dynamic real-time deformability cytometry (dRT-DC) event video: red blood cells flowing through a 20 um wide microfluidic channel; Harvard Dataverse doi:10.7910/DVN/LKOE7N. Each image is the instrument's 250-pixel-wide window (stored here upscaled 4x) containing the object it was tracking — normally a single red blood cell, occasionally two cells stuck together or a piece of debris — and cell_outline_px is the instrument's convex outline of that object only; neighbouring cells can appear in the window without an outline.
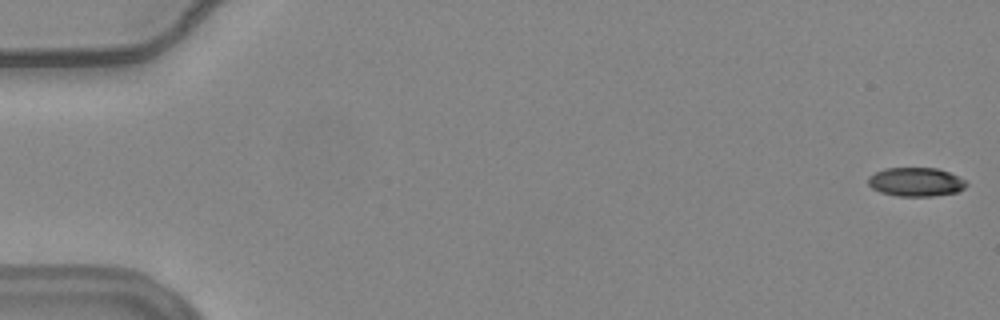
{"species": "common noctule bat (a hibernating species)", "species_latin": "Nyctalus noctula", "temperature_condition": "warm", "stored_images_in_passage": 56, "camera_frame_rate_fps": 3000, "um_per_image_px": 0.085, "animal": {"sex": "female", "body_mass_g": 24.6, "forearm_length_mm": 56.2}, "frame": {"image": 1, "passage_image": 1, "time_ms": 0.0, "image_size_px": [1000, 320], "cell_outline_px": [[968, 184], [964, 188], [956, 192], [932, 196], [896, 196], [880, 192], [872, 188], [868, 184], [868, 176], [884, 168], [936, 168], [948, 172], [964, 180]], "centroid_in_image_um": [77.81, 15.47], "position_along_channel_um": 7.2, "area_um2": 16.42}}
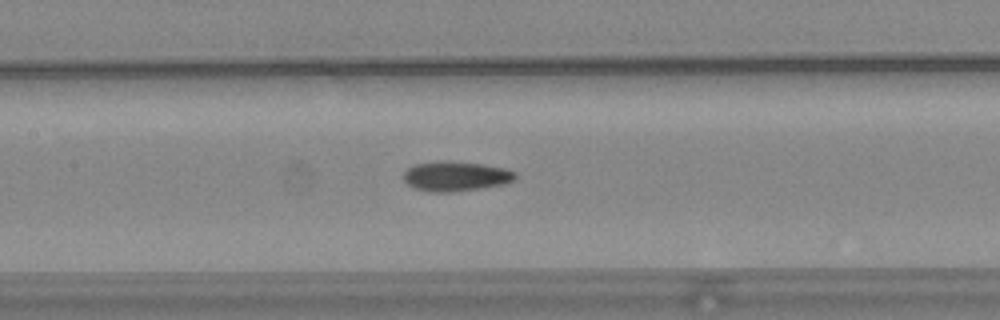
{"frame": {"image": 2, "passage_image": 27, "time_ms": 8.667, "image_size_px": [1000, 320], "cell_outline_px": [[516, 176], [512, 180], [504, 184], [452, 192], [432, 192], [416, 188], [408, 184], [404, 180], [404, 172], [412, 164], [440, 160], [444, 160], [480, 164], [504, 168], [516, 172]], "centroid_in_image_um": [38.7, 14.96], "position_along_channel_um": 168.7, "area_um2": 19.25}}
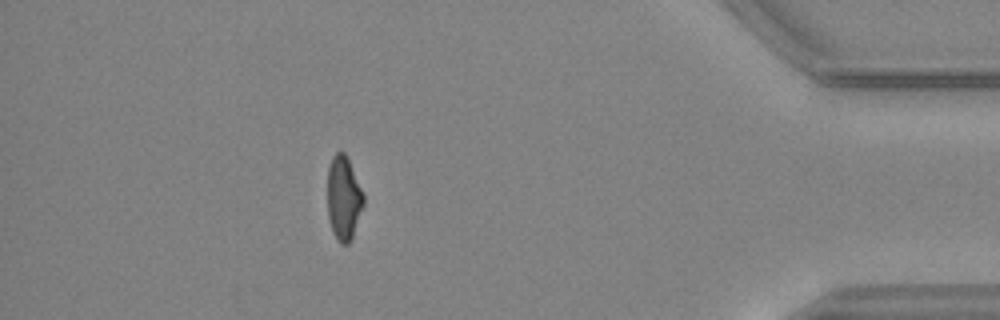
{"frame": {"image": 3, "passage_image": 50, "time_ms": 16.333, "image_size_px": [1000, 320], "cell_outline_px": [[364, 204], [352, 236], [348, 244], [340, 244], [336, 240], [332, 232], [328, 220], [328, 168], [332, 156], [336, 152], [344, 152], [348, 156], [364, 196]], "centroid_in_image_um": [29.19, 16.83], "position_along_channel_um": 406.0, "area_um2": 17.74}, "authors_computed_cell_mechanics": {"area_um2": 18.2937, "velocity_mm_per_s": 3.7232, "shape_relaxation_time_tau1_ms": null, "shape_relaxation_time_tau2_ms": 3.4166, "deformation_change_tau1": null, "deformation_change_tau2": 0.1023}}